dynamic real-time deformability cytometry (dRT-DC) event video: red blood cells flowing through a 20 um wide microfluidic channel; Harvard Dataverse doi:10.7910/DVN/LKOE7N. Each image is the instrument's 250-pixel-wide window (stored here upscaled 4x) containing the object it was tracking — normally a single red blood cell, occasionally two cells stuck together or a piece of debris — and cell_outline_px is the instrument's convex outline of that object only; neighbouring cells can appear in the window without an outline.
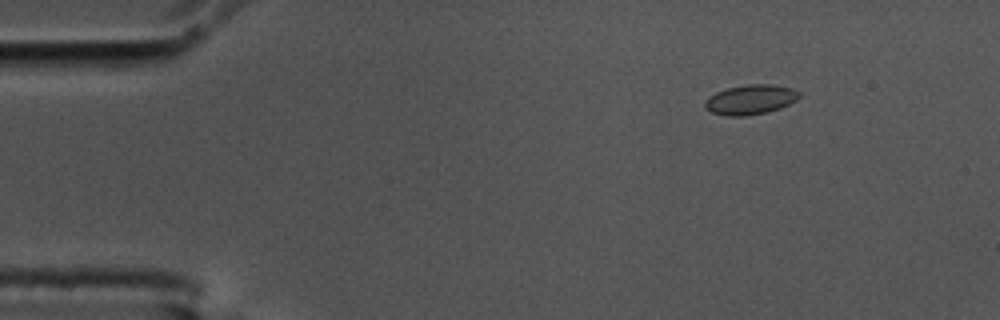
{"species": "common noctule bat (a hibernating species)", "species_latin": "Nyctalus noctula", "temperature_condition": "cold", "stored_images_in_passage": 49, "camera_frame_rate_fps": 3000, "um_per_image_px": 0.085, "animal": {"sex": "male", "body_mass_g": 17.5, "forearm_length_mm": 52.3}, "frame": {"image": 1, "passage_image": 1, "time_ms": 0.0, "image_size_px": [1000, 320], "cell_outline_px": [[800, 96], [796, 100], [780, 108], [768, 112], [748, 116], [728, 116], [712, 112], [704, 108], [704, 100], [708, 96], [716, 92], [728, 88], [748, 84], [768, 84], [792, 88], [800, 92]], "centroid_in_image_um": [63.77, 8.47], "position_along_channel_um": 21.2, "area_um2": 16.42}}
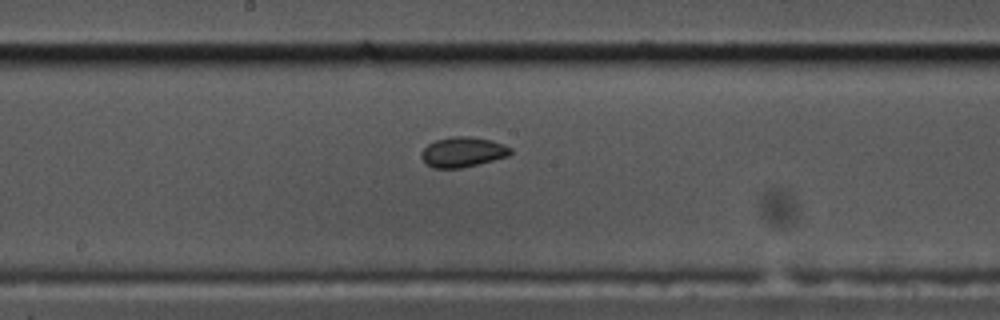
{"frame": {"image": 2, "passage_image": 23, "time_ms": 7.333, "image_size_px": [1000, 320], "cell_outline_px": [[512, 152], [508, 156], [460, 168], [432, 168], [420, 156], [420, 152], [428, 144], [436, 140], [452, 136], [468, 136], [492, 140], [504, 144], [512, 148]], "centroid_in_image_um": [39.33, 12.91], "position_along_channel_um": 208.9, "area_um2": 15.55}}
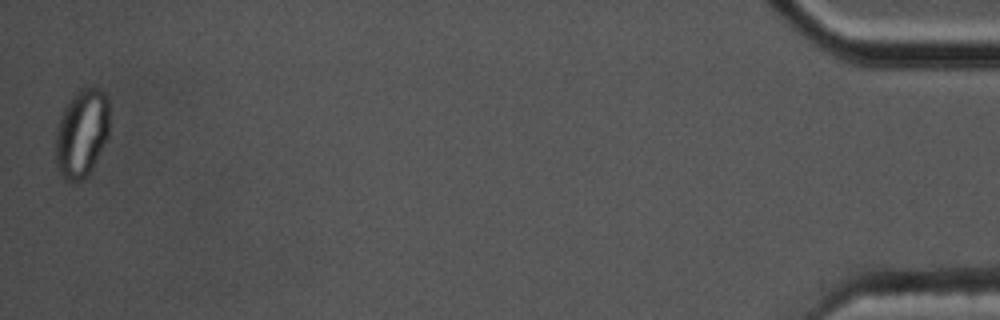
{"frame": {"image": 3, "passage_image": 49, "time_ms": 16.0, "image_size_px": [1000, 320], "cell_outline_px": [[108, 136], [88, 176], [84, 180], [76, 184], [72, 184], [64, 180], [56, 164], [56, 132], [60, 116], [64, 108], [72, 96], [80, 88], [100, 88], [104, 92], [108, 100]], "centroid_in_image_um": [6.93, 11.37], "position_along_channel_um": 428.3, "area_um2": 27.86}, "authors_computed_cell_mechanics": {"area_um2": 15.5482, "velocity_mm_per_s": 3.6109, "shape_relaxation_time_tau1_ms": 3.9457, "shape_relaxation_time_tau2_ms": 1.9473, "deformation_change_tau1": 0.0861, "deformation_change_tau2": 0.0485}}